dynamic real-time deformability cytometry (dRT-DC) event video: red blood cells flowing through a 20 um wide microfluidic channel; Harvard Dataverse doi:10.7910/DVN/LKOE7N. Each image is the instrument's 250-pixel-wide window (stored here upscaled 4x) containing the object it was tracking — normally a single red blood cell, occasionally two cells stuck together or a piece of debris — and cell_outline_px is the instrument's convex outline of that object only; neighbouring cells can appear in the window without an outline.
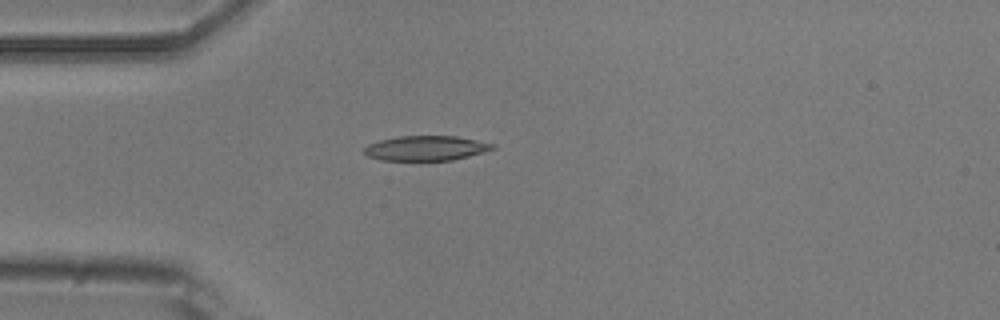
{"species": "common noctule bat (a hibernating species)", "species_latin": "Nyctalus noctula", "temperature_condition": "room temperature", "stored_images_in_passage": 5, "camera_frame_rate_fps": 3000, "um_per_image_px": 0.085, "animal": {"sex": "male", "body_mass_g": 20.5, "forearm_length_mm": 52.5}, "frame": {"image": 1, "passage_image": 4, "time_ms": 4.333, "image_size_px": [1000, 320], "cell_outline_px": [[496, 148], [468, 156], [452, 160], [380, 160], [368, 156], [364, 152], [364, 148], [368, 144], [380, 140], [400, 136], [456, 136], [496, 144]], "centroid_in_image_um": [36.21, 12.59], "position_along_channel_um": 48.8, "area_um2": 18.44}}